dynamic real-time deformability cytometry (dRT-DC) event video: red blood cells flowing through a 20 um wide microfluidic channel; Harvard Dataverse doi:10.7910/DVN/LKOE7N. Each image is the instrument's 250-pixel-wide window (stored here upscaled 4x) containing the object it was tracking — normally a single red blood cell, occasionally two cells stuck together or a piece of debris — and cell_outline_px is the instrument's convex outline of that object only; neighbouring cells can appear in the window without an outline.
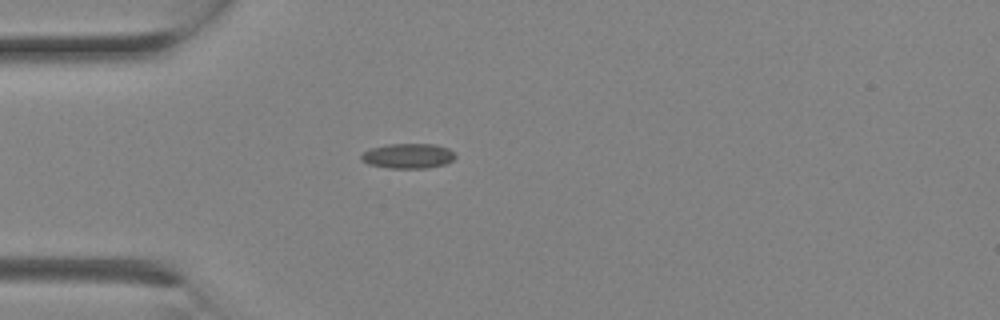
{"species": "Egyptian fruit bat (a non-hibernating species)", "species_latin": "Rousettus aegyptiacus", "temperature_condition": "room temperature", "stored_images_in_passage": 1, "camera_frame_rate_fps": 3000, "um_per_image_px": 0.085, "animal": {"sex": "female"}, "frame": {"image": 1, "passage_image": 1, "time_ms": 0.0, "image_size_px": [1000, 320], "cell_outline_px": [[456, 156], [452, 160], [444, 164], [428, 168], [388, 168], [368, 164], [360, 160], [360, 156], [364, 152], [372, 148], [388, 144], [436, 144], [448, 148]], "centroid_in_image_um": [34.67, 13.26], "position_along_channel_um": 50.3, "area_um2": 13.64}}